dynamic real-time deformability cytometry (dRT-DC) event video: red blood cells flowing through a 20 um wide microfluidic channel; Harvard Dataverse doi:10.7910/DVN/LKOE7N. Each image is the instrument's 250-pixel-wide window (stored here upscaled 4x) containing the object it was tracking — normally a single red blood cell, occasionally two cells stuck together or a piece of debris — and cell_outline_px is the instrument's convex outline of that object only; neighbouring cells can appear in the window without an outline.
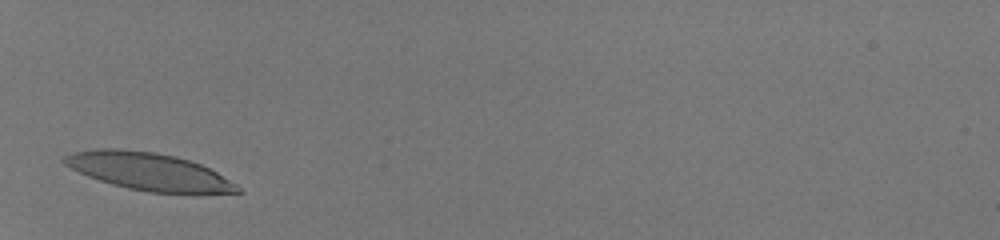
{"species": "human", "species_latin": "Homo sapiens", "temperature_condition": "room temperature", "stored_images_in_passage": 23, "camera_frame_rate_fps": 3000, "um_per_image_px": 0.085, "donor": {"sex": "male"}, "frame": {"image": 1, "passage_image": 1, "time_ms": 0.0, "image_size_px": [1000, 240], "cell_outline_px": [[244, 192], [148, 192], [128, 188], [112, 184], [88, 176], [64, 164], [60, 160], [64, 156], [72, 152], [100, 148], [116, 148], [156, 152], [176, 156], [200, 164], [216, 172], [236, 184]], "centroid_in_image_um": [12.58, 14.55], "position_along_channel_um": 72.4, "area_um2": 37.22}}
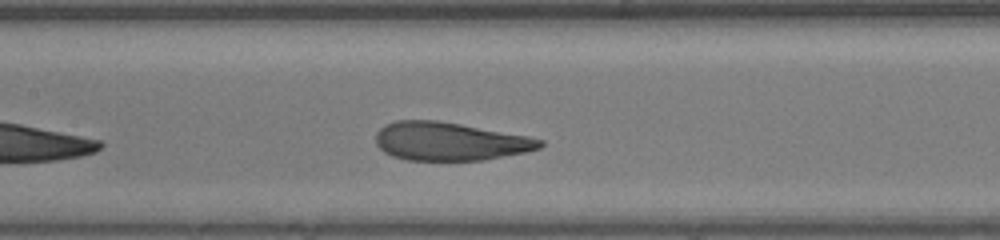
{"frame": {"image": 2, "passage_image": 9, "time_ms": 2.667, "image_size_px": [1000, 240], "cell_outline_px": [[544, 144], [540, 148], [524, 152], [484, 160], [408, 160], [392, 156], [384, 152], [376, 144], [376, 132], [384, 124], [396, 120], [436, 120], [460, 124], [528, 136], [544, 140]], "centroid_in_image_um": [38.2, 12.01], "position_along_channel_um": 169.2, "area_um2": 36.59}}
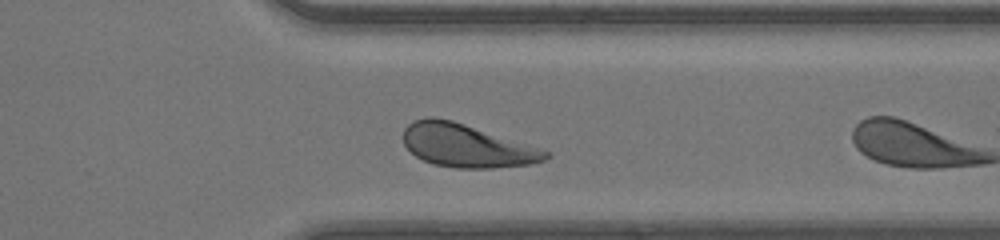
{"frame": {"image": 3, "passage_image": 21, "time_ms": 6.667, "image_size_px": [1000, 240], "cell_outline_px": [[552, 156], [544, 160], [528, 164], [492, 168], [456, 168], [436, 164], [424, 160], [416, 156], [404, 144], [404, 128], [412, 120], [428, 116], [432, 116], [452, 120], [544, 148]], "centroid_in_image_um": [39.69, 12.36], "position_along_channel_um": 371.7, "area_um2": 35.84}}